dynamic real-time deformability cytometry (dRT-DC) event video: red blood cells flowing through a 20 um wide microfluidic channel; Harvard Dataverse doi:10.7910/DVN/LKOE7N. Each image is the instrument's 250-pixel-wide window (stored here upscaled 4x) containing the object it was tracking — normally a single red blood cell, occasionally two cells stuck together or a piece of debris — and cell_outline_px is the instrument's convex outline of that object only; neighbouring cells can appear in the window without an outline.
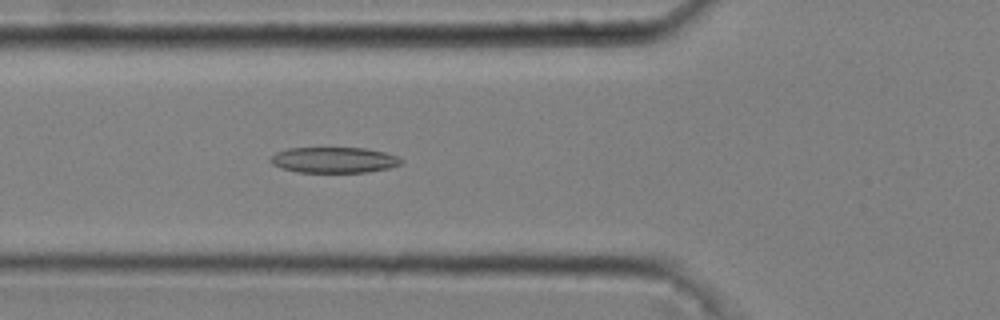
{"species": "common noctule bat (a hibernating species)", "species_latin": "Nyctalus noctula", "temperature_condition": "cold", "stored_images_in_passage": 51, "camera_frame_rate_fps": 3000, "um_per_image_px": 0.085, "animal": {"sex": "male", "body_mass_g": 20.4}, "frame": {"image": 1, "passage_image": 18, "time_ms": 5.667, "image_size_px": [1000, 320], "cell_outline_px": [[404, 160], [400, 164], [388, 168], [368, 172], [296, 172], [280, 168], [272, 164], [268, 160], [276, 152], [288, 148], [364, 148], [384, 152], [396, 156]], "centroid_in_image_um": [28.35, 13.6], "position_along_channel_um": 97.5, "area_um2": 19.59}}
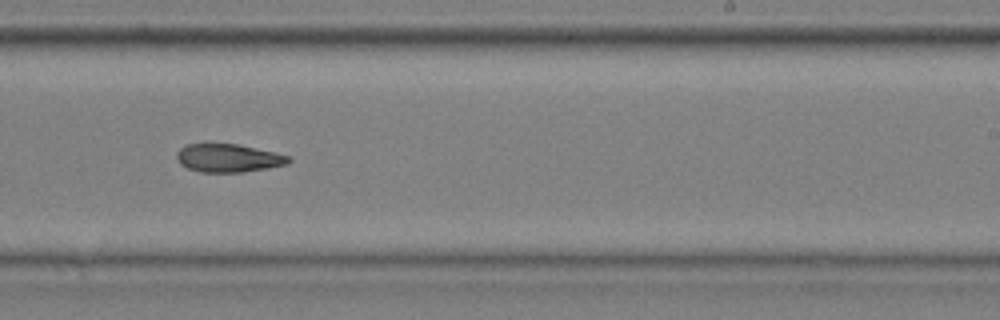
{"frame": {"image": 2, "passage_image": 32, "time_ms": 10.333, "image_size_px": [1000, 320], "cell_outline_px": [[292, 160], [288, 164], [268, 168], [240, 172], [200, 172], [188, 168], [180, 164], [176, 156], [176, 152], [180, 148], [188, 144], [236, 144], [276, 152], [288, 156]], "centroid_in_image_um": [19.41, 13.44], "position_along_channel_um": 269.6, "area_um2": 18.32}}
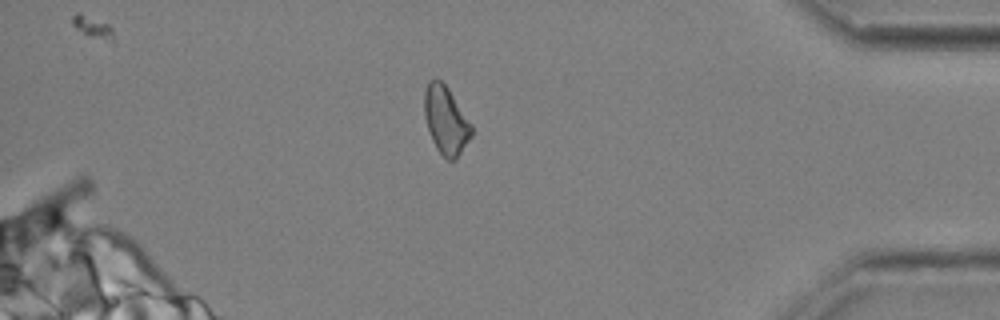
{"frame": {"image": 3, "passage_image": 45, "time_ms": 14.667, "image_size_px": [1000, 320], "cell_outline_px": [[472, 136], [456, 160], [448, 160], [436, 148], [432, 140], [424, 116], [424, 92], [428, 80], [436, 76], [448, 88], [472, 124]], "centroid_in_image_um": [37.89, 10.2], "position_along_channel_um": 397.3, "area_um2": 18.79}, "authors_computed_cell_mechanics": {"area_um2": 19.3052, "velocity_mm_per_s": 3.6931, "shape_relaxation_time_tau1_ms": 7.7559, "shape_relaxation_time_tau2_ms": 6.0633, "deformation_change_tau1": 0.1821, "deformation_change_tau2": 0.149}}